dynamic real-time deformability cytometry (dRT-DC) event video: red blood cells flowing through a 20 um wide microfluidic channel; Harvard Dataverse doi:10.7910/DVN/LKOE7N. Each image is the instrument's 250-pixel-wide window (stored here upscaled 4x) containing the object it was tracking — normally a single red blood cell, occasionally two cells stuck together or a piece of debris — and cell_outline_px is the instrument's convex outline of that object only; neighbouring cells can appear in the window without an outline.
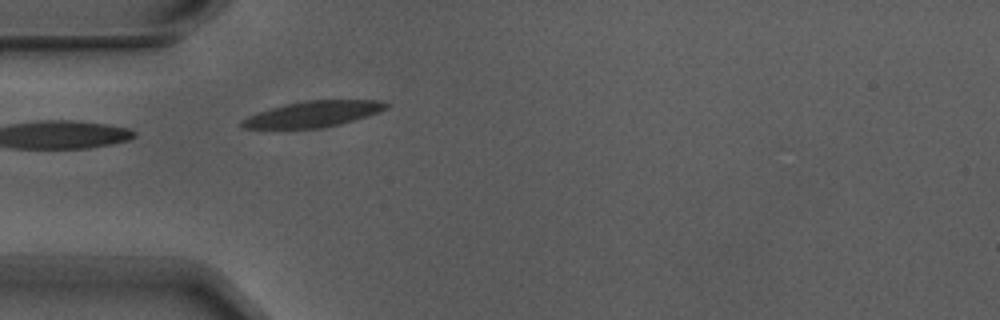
{"species": "Egyptian fruit bat (a non-hibernating species)", "species_latin": "Rousettus aegyptiacus", "temperature_condition": "warm", "stored_images_in_passage": 3, "camera_frame_rate_fps": 3000, "um_per_image_px": 0.085, "animal": {"sex": "male"}, "frame": {"image": 1, "passage_image": 3, "time_ms": 0.667, "image_size_px": [1000, 320], "cell_outline_px": [[388, 108], [368, 116], [340, 124], [320, 128], [244, 128], [240, 124], [240, 120], [248, 116], [272, 108], [288, 104], [308, 100], [380, 100], [388, 104]], "centroid_in_image_um": [26.65, 9.69], "position_along_channel_um": 58.4, "area_um2": 21.44}}